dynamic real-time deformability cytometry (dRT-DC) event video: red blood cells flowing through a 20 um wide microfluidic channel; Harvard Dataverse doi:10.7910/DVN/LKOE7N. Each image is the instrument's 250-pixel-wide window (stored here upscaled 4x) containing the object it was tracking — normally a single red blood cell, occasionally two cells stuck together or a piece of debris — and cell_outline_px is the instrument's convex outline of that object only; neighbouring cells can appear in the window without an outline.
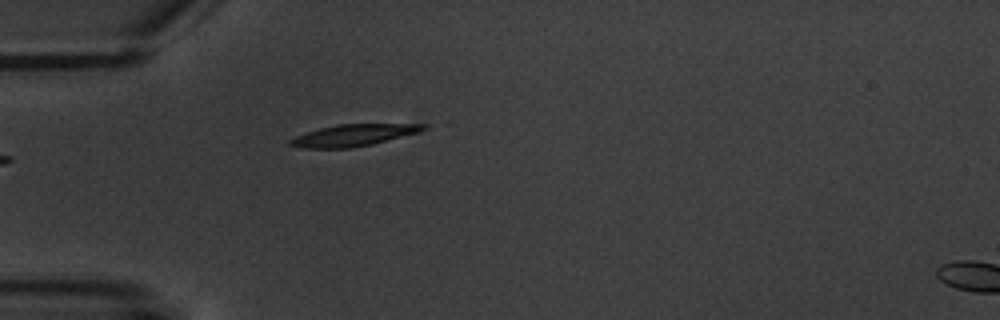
{"species": "common noctule bat (a hibernating species)", "species_latin": "Nyctalus noctula", "temperature_condition": "warm", "stored_images_in_passage": 4, "camera_frame_rate_fps": 3000, "um_per_image_px": 0.085, "animal": {"sex": "male", "body_mass_g": 20.1, "forearm_length_mm": 53.5}, "frame": {"image": 1, "passage_image": 4, "time_ms": 4.667, "image_size_px": [1000, 320], "cell_outline_px": [[428, 128], [416, 132], [372, 144], [348, 148], [300, 148], [288, 144], [288, 140], [296, 136], [320, 128], [336, 124], [428, 124]], "centroid_in_image_um": [29.99, 11.49], "position_along_channel_um": 55.0, "area_um2": 16.59}}